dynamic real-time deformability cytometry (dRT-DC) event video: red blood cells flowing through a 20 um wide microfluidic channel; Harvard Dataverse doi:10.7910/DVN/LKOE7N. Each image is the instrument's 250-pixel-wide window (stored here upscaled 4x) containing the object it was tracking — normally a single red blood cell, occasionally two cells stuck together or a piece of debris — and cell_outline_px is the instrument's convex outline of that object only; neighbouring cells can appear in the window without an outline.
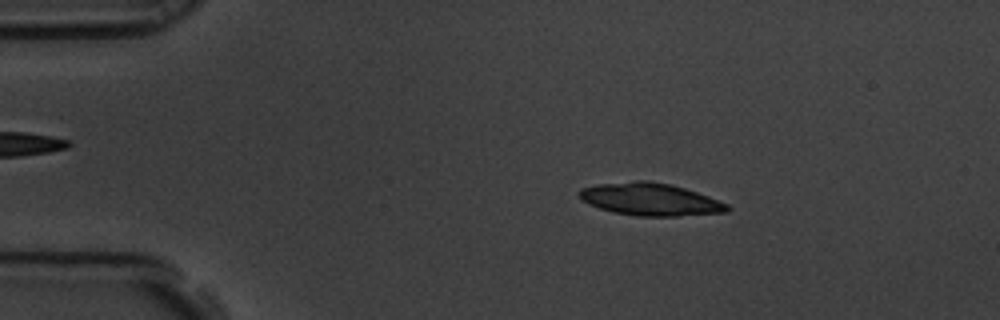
{"species": "common noctule bat (a hibernating species)", "species_latin": "Nyctalus noctula", "temperature_condition": "room temperature", "stored_images_in_passage": 4, "camera_frame_rate_fps": 3000, "um_per_image_px": 0.085, "animal": {"sex": "male", "body_mass_g": 19.5, "forearm_length_mm": 54.6}, "frame": {"image": 1, "passage_image": 2, "time_ms": 0.333, "image_size_px": [1000, 320], "cell_outline_px": [[732, 208], [728, 212], [680, 216], [640, 216], [616, 212], [600, 208], [588, 204], [580, 196], [580, 188], [596, 184], [636, 180], [648, 180], [668, 184], [684, 188], [708, 196], [728, 204]], "centroid_in_image_um": [55.3, 16.94], "position_along_channel_um": 29.7, "area_um2": 27.86}}